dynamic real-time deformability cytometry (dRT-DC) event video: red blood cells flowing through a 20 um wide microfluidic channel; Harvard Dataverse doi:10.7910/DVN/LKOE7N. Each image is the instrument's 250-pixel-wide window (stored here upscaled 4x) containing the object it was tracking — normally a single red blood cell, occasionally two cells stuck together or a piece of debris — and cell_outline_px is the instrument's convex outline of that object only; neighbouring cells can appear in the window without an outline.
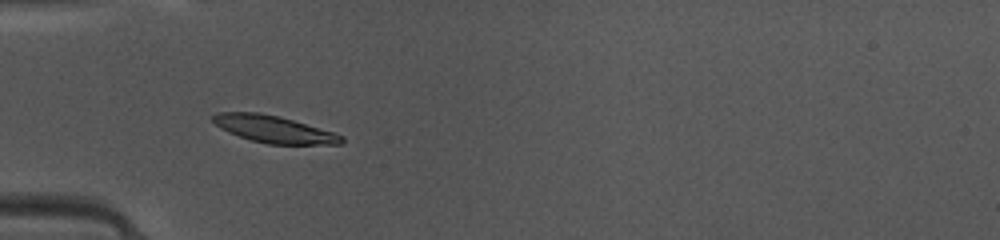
{"species": "common noctule bat (a hibernating species)", "species_latin": "Nyctalus noctula", "temperature_condition": "warm", "stored_images_in_passage": 34, "camera_frame_rate_fps": 3000, "um_per_image_px": 0.085, "animal": {"sex": "female", "body_mass_g": 10.0, "forearm_length_mm": 53.1}, "frame": {"image": 1, "passage_image": 1, "time_ms": 0.0, "image_size_px": [1000, 240], "cell_outline_px": [[344, 144], [268, 144], [252, 140], [228, 132], [220, 128], [212, 120], [212, 116], [216, 112], [260, 112], [280, 116], [336, 132], [344, 136]], "centroid_in_image_um": [23.32, 10.97], "position_along_channel_um": 61.7, "area_um2": 20.46}}
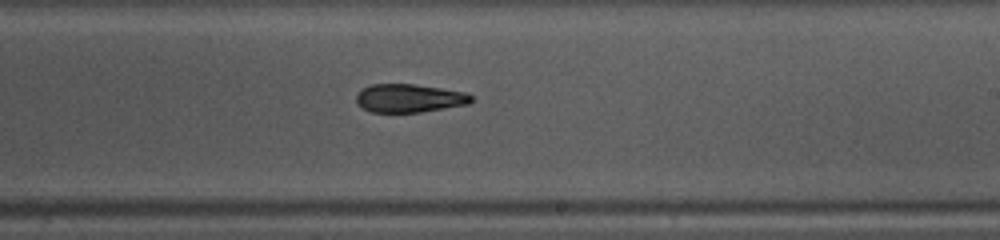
{"frame": {"image": 2, "passage_image": 15, "time_ms": 4.667, "image_size_px": [1000, 240], "cell_outline_px": [[472, 100], [468, 104], [420, 112], [372, 112], [364, 108], [356, 100], [356, 96], [364, 88], [372, 84], [412, 84], [468, 92], [472, 96]], "centroid_in_image_um": [34.82, 8.34], "position_along_channel_um": 254.2, "area_um2": 18.73}}
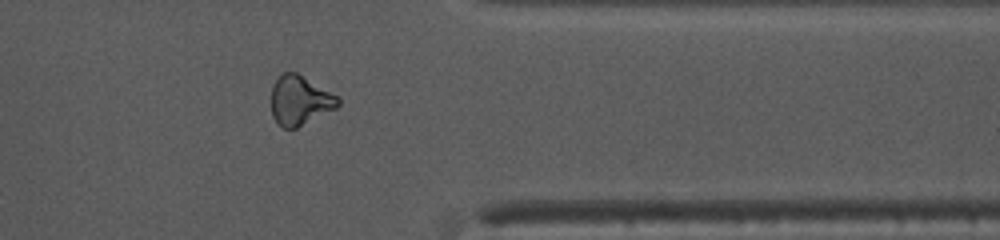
{"frame": {"image": 3, "passage_image": 25, "time_ms": 8.0, "image_size_px": [1000, 240], "cell_outline_px": [[340, 104], [336, 108], [296, 128], [284, 128], [272, 116], [272, 84], [284, 72], [296, 72], [336, 96], [340, 100]], "centroid_in_image_um": [25.47, 8.54], "position_along_channel_um": 385.9, "area_um2": 18.73}, "authors_computed_cell_mechanics": {"area_um2": 19.7098, "velocity_mm_per_s": 4.1735, "shape_relaxation_time_tau1_ms": 6.0523, "shape_relaxation_time_tau2_ms": 3.5929, "deformation_change_tau1": 0.1594, "deformation_change_tau2": 0.1028}}